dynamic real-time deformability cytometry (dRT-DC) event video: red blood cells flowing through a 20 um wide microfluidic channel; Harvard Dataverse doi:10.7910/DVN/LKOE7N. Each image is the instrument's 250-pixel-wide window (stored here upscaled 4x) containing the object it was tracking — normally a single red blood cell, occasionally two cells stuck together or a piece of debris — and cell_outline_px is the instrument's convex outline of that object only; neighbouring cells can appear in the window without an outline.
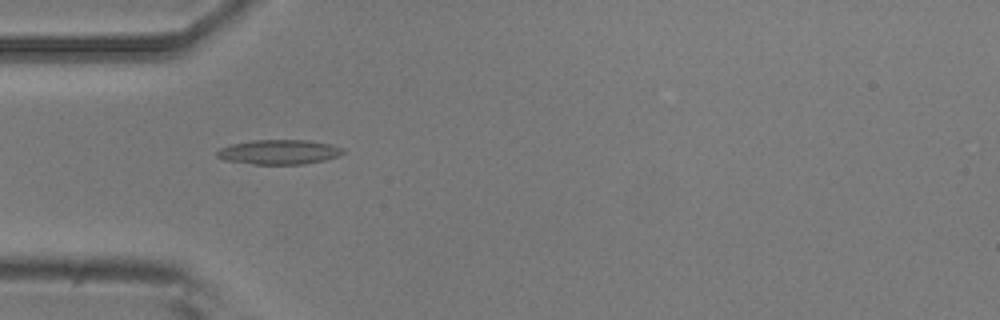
{"species": "common noctule bat (a hibernating species)", "species_latin": "Nyctalus noctula", "temperature_condition": "room temperature", "stored_images_in_passage": 10, "camera_frame_rate_fps": 3000, "um_per_image_px": 0.085, "animal": {"sex": "male", "body_mass_g": 20.5, "forearm_length_mm": 52.5}, "frame": {"image": 1, "passage_image": 4, "time_ms": 4.333, "image_size_px": [1000, 320], "cell_outline_px": [[344, 152], [340, 156], [324, 160], [304, 164], [252, 164], [224, 160], [216, 156], [216, 152], [220, 148], [232, 144], [252, 140], [312, 140], [332, 144], [344, 148]], "centroid_in_image_um": [23.75, 12.91], "position_along_channel_um": 61.3, "area_um2": 18.26}}
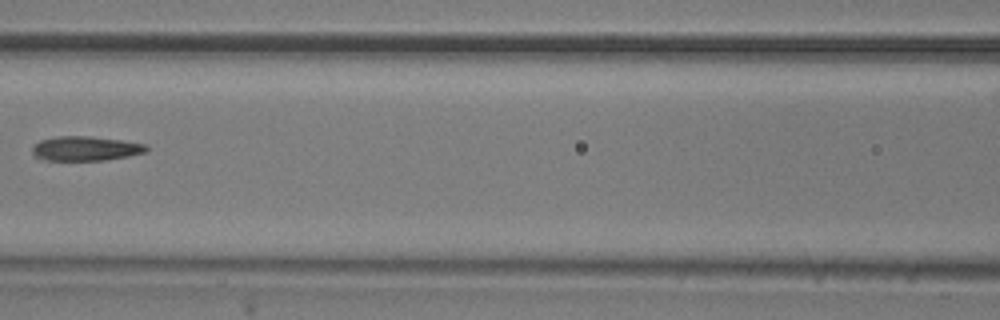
{"frame": {"image": 2, "passage_image": 6, "time_ms": 7.0, "image_size_px": [1000, 320], "cell_outline_px": [[148, 152], [128, 156], [104, 160], [44, 160], [32, 156], [32, 148], [40, 140], [56, 136], [92, 136], [148, 144]], "centroid_in_image_um": [7.28, 12.62], "position_along_channel_um": 159.3, "area_um2": 16.42}}
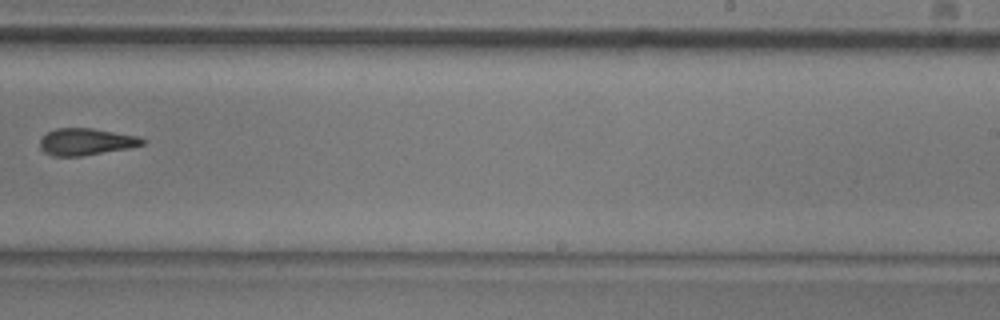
{"frame": {"image": 3, "passage_image": 9, "time_ms": 10.333, "image_size_px": [1000, 320], "cell_outline_px": [[148, 140], [144, 144], [128, 148], [80, 156], [52, 156], [44, 152], [40, 148], [40, 140], [48, 132], [56, 128], [92, 128], [136, 136]], "centroid_in_image_um": [7.3, 12.05], "position_along_channel_um": 281.7, "area_um2": 15.9}}